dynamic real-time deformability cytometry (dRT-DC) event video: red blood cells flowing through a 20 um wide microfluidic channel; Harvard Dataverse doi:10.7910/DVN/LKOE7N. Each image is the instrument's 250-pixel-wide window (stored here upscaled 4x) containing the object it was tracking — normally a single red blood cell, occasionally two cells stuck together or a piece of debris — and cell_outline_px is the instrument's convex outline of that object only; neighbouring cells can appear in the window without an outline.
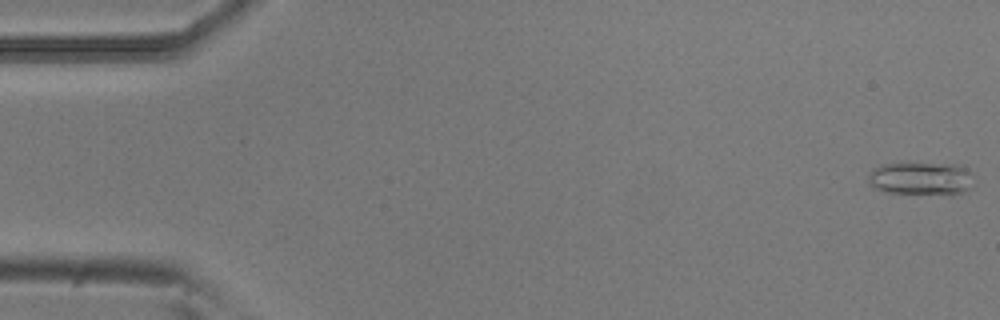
{"species": "common noctule bat (a hibernating species)", "species_latin": "Nyctalus noctula", "temperature_condition": "room temperature", "stored_images_in_passage": 54, "camera_frame_rate_fps": 3000, "um_per_image_px": 0.085, "animal": {"sex": "male", "body_mass_g": 20.5, "forearm_length_mm": 52.5}, "frame": {"image": 1, "passage_image": 1, "time_ms": 0.0, "image_size_px": [1000, 320], "cell_outline_px": [[972, 172], [968, 188], [964, 192], [952, 196], [948, 196], [888, 192], [872, 188], [868, 180], [868, 176], [872, 168], [884, 164], [908, 160], [956, 164]], "centroid_in_image_um": [78.25, 15.14], "position_along_channel_um": 6.8, "area_um2": 21.5}}
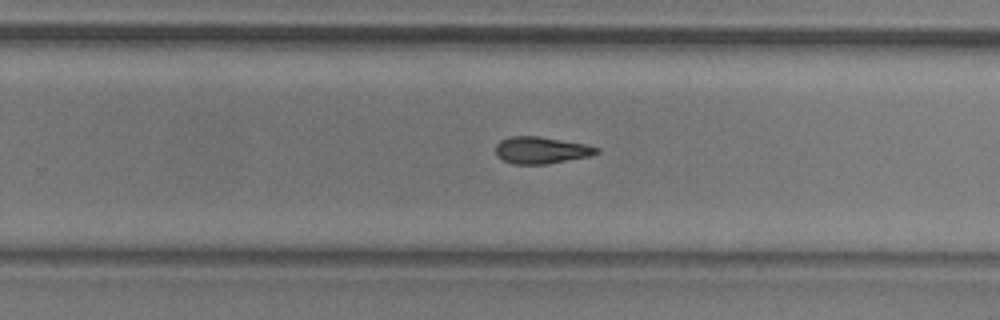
{"frame": {"image": 2, "passage_image": 34, "time_ms": 11.0, "image_size_px": [1000, 320], "cell_outline_px": [[600, 152], [588, 156], [544, 164], [512, 164], [496, 156], [496, 144], [500, 140], [512, 136], [540, 136], [584, 144], [600, 148]], "centroid_in_image_um": [45.97, 12.76], "position_along_channel_um": 283.8, "area_um2": 15.66}}
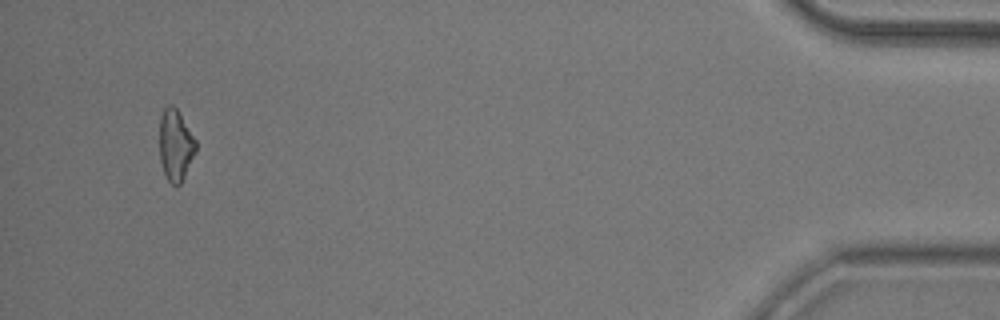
{"frame": {"image": 3, "passage_image": 51, "time_ms": 16.667, "image_size_px": [1000, 320], "cell_outline_px": [[196, 152], [180, 184], [172, 184], [168, 180], [164, 172], [160, 160], [160, 116], [164, 108], [168, 104], [172, 104], [176, 108], [196, 140]], "centroid_in_image_um": [14.91, 12.31], "position_along_channel_um": 420.3, "area_um2": 14.91}, "authors_computed_cell_mechanics": {"area_um2": 15.9239, "velocity_mm_per_s": 3.7713, "shape_relaxation_time_tau1_ms": 7.3852, "shape_relaxation_time_tau2_ms": null, "deformation_change_tau1": 0.1552, "deformation_change_tau2": null}}